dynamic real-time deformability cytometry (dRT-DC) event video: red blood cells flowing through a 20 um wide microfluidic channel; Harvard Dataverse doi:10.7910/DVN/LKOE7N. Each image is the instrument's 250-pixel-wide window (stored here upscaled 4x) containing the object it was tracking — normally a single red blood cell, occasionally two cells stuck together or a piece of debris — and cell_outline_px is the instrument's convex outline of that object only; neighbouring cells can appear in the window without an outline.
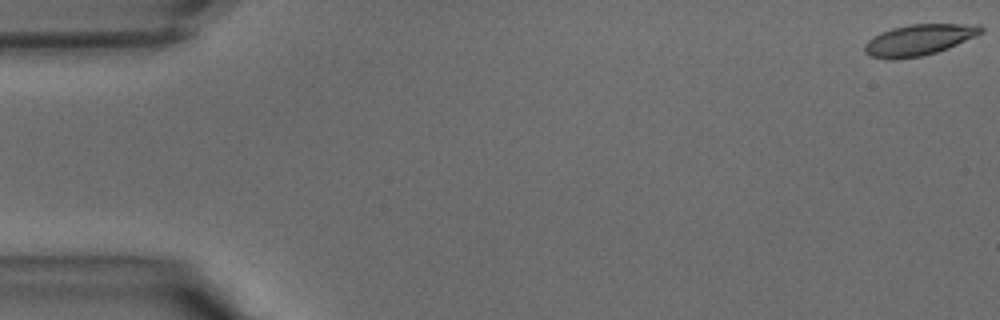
{"species": "common noctule bat (a hibernating species)", "species_latin": "Nyctalus noctula", "temperature_condition": "warm", "stored_images_in_passage": 41, "camera_frame_rate_fps": 3000, "um_per_image_px": 0.085, "animal": {"sex": "male", "body_mass_g": 15.6}, "frame": {"image": 1, "passage_image": 1, "time_ms": 0.0, "image_size_px": [1000, 320], "cell_outline_px": [[984, 32], [948, 48], [936, 52], [920, 56], [892, 60], [872, 56], [864, 52], [864, 44], [872, 36], [880, 32], [892, 28], [908, 24], [980, 24], [984, 28]], "centroid_in_image_um": [78.1, 3.38], "position_along_channel_um": 6.9, "area_um2": 21.1}}
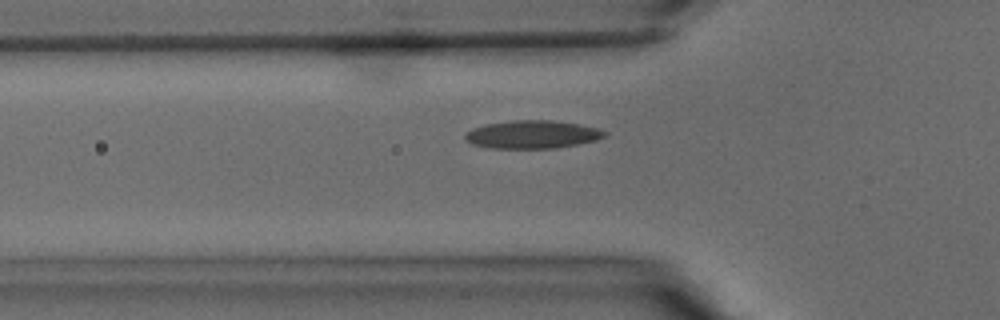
{"frame": {"image": 2, "passage_image": 14, "time_ms": 4.333, "image_size_px": [1000, 320], "cell_outline_px": [[608, 136], [596, 140], [556, 148], [492, 148], [472, 144], [464, 140], [464, 136], [472, 128], [484, 124], [512, 120], [552, 120], [580, 124], [596, 128], [608, 132]], "centroid_in_image_um": [45.25, 11.42], "position_along_channel_um": 80.6, "area_um2": 22.89}}
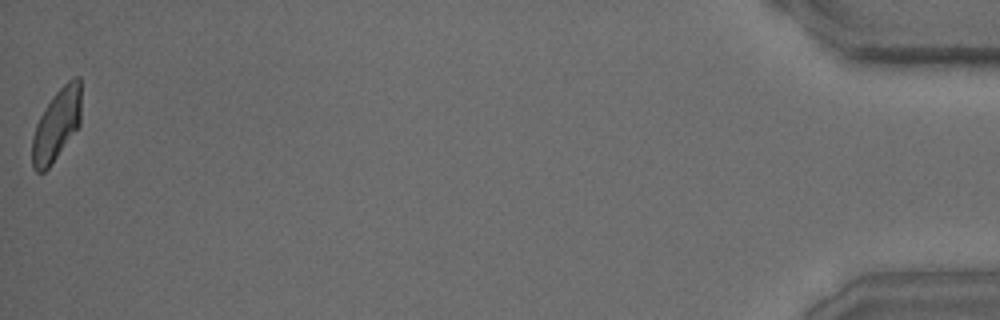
{"frame": {"image": 3, "passage_image": 41, "time_ms": 13.333, "image_size_px": [1000, 320], "cell_outline_px": [[80, 124], [48, 168], [44, 172], [36, 172], [32, 168], [32, 136], [36, 124], [44, 108], [52, 96], [72, 76], [80, 76]], "centroid_in_image_um": [4.79, 10.59], "position_along_channel_um": 430.4, "area_um2": 20.35}}